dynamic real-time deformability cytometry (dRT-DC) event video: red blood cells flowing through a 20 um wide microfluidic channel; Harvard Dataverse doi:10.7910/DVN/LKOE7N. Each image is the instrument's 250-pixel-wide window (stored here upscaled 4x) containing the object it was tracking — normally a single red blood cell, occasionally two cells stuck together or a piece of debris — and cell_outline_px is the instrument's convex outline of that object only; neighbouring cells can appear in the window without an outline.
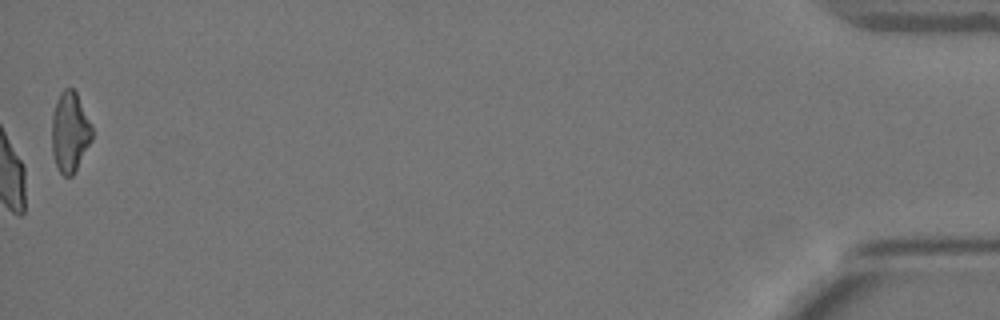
{"species": "Egyptian fruit bat (a non-hibernating species)", "species_latin": "Rousettus aegyptiacus", "temperature_condition": "warm", "stored_images_in_passage": 47, "camera_frame_rate_fps": 3000, "um_per_image_px": 0.085, "animal": {"sex": "female"}, "frame": {"image": 1, "passage_image": 47, "time_ms": 15.333, "image_size_px": [1000, 320], "cell_outline_px": [[92, 140], [72, 176], [64, 176], [60, 172], [56, 164], [52, 152], [52, 112], [56, 100], [60, 92], [64, 88], [72, 88], [76, 92], [92, 124]], "centroid_in_image_um": [5.94, 11.19], "position_along_channel_um": 429.3, "area_um2": 18.84}, "authors_computed_cell_mechanics": {"area_um2": 21.9062, "velocity_mm_per_s": 3.673, "shape_relaxation_time_tau1_ms": 7.4317, "shape_relaxation_time_tau2_ms": 0.8468, "deformation_change_tau1": 0.1842, "deformation_change_tau2": 0.0577}}